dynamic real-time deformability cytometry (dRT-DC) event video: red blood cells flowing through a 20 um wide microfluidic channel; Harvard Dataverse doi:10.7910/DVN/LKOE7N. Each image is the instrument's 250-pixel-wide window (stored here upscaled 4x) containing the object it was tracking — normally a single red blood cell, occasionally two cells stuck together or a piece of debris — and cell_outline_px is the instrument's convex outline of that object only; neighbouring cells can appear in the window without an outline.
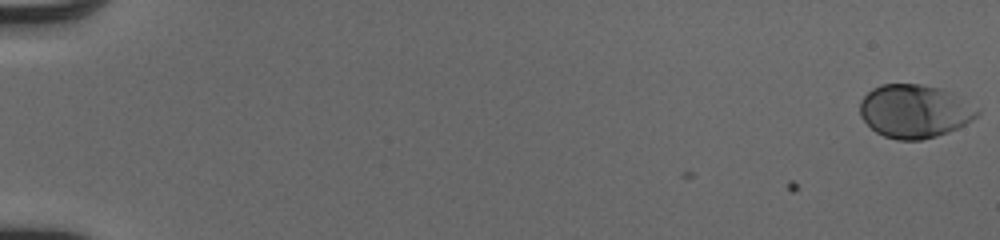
{"species": "human", "species_latin": "Homo sapiens", "temperature_condition": "cold", "stored_images_in_passage": 53, "camera_frame_rate_fps": 3000, "um_per_image_px": 0.085, "donor": {"sex": "male"}, "frame": {"image": 1, "passage_image": 1, "time_ms": 0.0, "image_size_px": [1000, 240], "cell_outline_px": [[980, 112], [972, 120], [948, 132], [936, 136], [920, 140], [896, 140], [884, 136], [876, 132], [860, 116], [860, 100], [872, 88], [880, 84], [920, 84], [940, 88], [980, 108]], "centroid_in_image_um": [77.71, 9.45], "position_along_channel_um": 7.3, "area_um2": 36.3}}
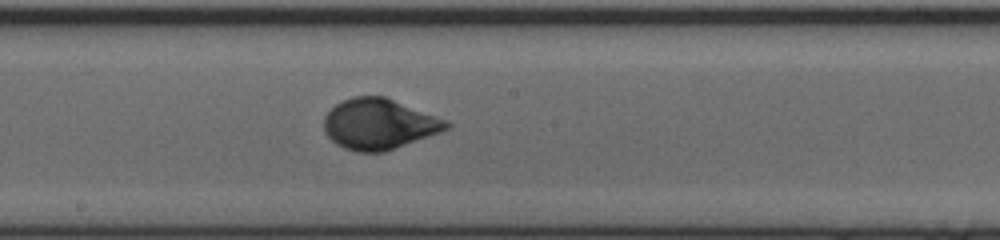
{"frame": {"image": 2, "passage_image": 31, "time_ms": 10.0, "image_size_px": [1000, 240], "cell_outline_px": [[452, 124], [448, 128], [440, 132], [384, 152], [356, 152], [344, 148], [336, 144], [324, 132], [324, 116], [336, 104], [352, 96], [384, 96], [448, 120]], "centroid_in_image_um": [32.21, 10.54], "position_along_channel_um": 216.0, "area_um2": 36.01}}
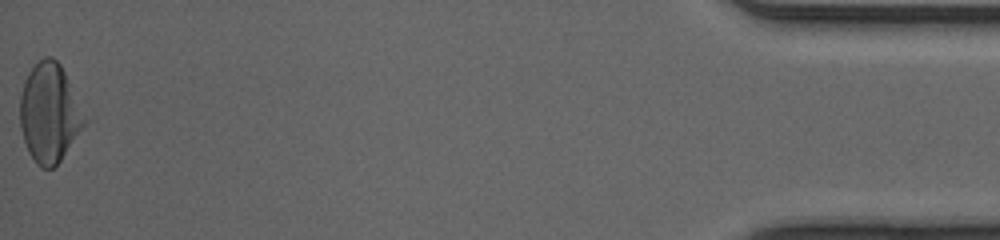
{"frame": {"image": 3, "passage_image": 53, "time_ms": 17.333, "image_size_px": [1000, 240], "cell_outline_px": [[88, 120], [60, 160], [52, 168], [40, 168], [36, 164], [28, 152], [20, 128], [20, 96], [24, 80], [28, 72], [44, 56], [52, 56], [60, 64]], "centroid_in_image_um": [4.18, 9.61], "position_along_channel_um": 431.0, "area_um2": 36.93}, "authors_computed_cell_mechanics": {"area_um2": 34.8534, "velocity_mm_per_s": 4.0938, "shape_relaxation_time_tau1_ms": 3.4131, "shape_relaxation_time_tau2_ms": null, "deformation_change_tau1": 0.1698, "deformation_change_tau2": null}}